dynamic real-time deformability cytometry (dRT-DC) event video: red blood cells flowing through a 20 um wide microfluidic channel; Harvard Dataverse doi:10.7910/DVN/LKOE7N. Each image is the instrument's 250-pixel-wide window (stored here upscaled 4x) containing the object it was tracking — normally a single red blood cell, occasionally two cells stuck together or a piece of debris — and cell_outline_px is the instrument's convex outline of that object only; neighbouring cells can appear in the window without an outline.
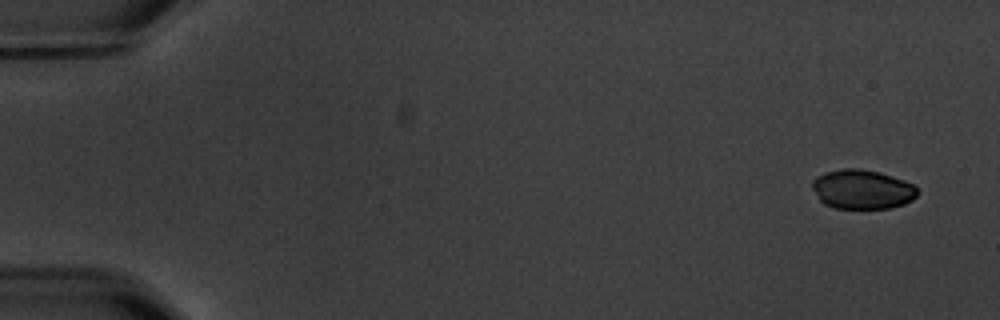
{"species": "common noctule bat (a hibernating species)", "species_latin": "Nyctalus noctula", "temperature_condition": "warm", "stored_images_in_passage": 9, "camera_frame_rate_fps": 3000, "um_per_image_px": 0.085, "animal": {"sex": "male", "body_mass_g": 20.1, "forearm_length_mm": 53.5}, "frame": {"image": 1, "passage_image": 1, "time_ms": 0.0, "image_size_px": [1000, 320], "cell_outline_px": [[920, 192], [912, 200], [904, 204], [892, 208], [836, 208], [824, 204], [820, 200], [812, 188], [812, 180], [816, 176], [824, 172], [840, 168], [860, 168], [880, 172], [904, 180], [912, 184]], "centroid_in_image_um": [73.28, 16.08], "position_along_channel_um": 11.7, "area_um2": 24.33}}
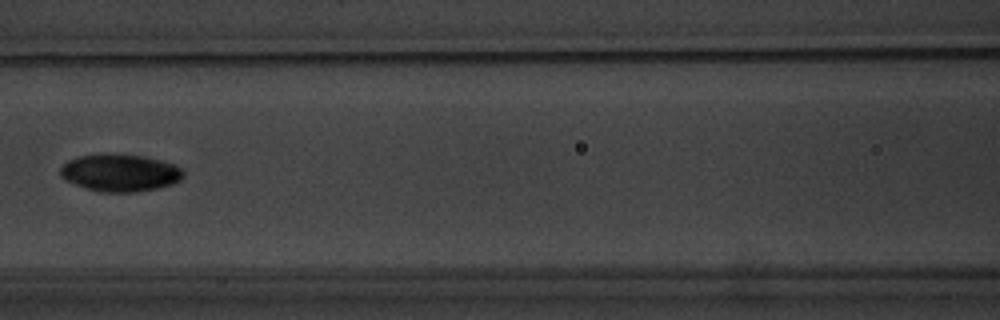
{"frame": {"image": 2, "passage_image": 7, "time_ms": 8.0, "image_size_px": [1000, 320], "cell_outline_px": [[184, 176], [180, 180], [172, 184], [156, 188], [136, 192], [100, 192], [64, 180], [60, 176], [60, 168], [68, 160], [80, 156], [144, 156], [176, 164], [184, 172]], "centroid_in_image_um": [10.23, 14.72], "position_along_channel_um": 156.4, "area_um2": 26.07}}
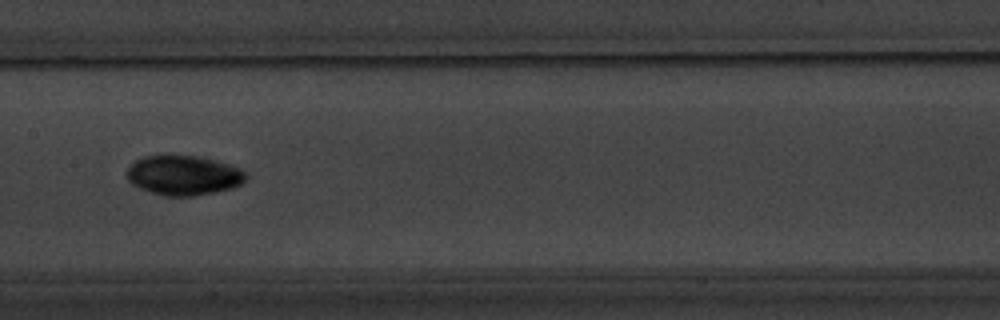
{"frame": {"image": 3, "passage_image": 8, "time_ms": 9.0, "image_size_px": [1000, 320], "cell_outline_px": [[248, 180], [232, 188], [192, 196], [164, 196], [140, 188], [132, 184], [128, 180], [124, 172], [136, 160], [144, 156], [196, 156], [216, 160], [240, 168], [248, 176]], "centroid_in_image_um": [15.6, 14.9], "position_along_channel_um": 191.8, "area_um2": 27.46}}